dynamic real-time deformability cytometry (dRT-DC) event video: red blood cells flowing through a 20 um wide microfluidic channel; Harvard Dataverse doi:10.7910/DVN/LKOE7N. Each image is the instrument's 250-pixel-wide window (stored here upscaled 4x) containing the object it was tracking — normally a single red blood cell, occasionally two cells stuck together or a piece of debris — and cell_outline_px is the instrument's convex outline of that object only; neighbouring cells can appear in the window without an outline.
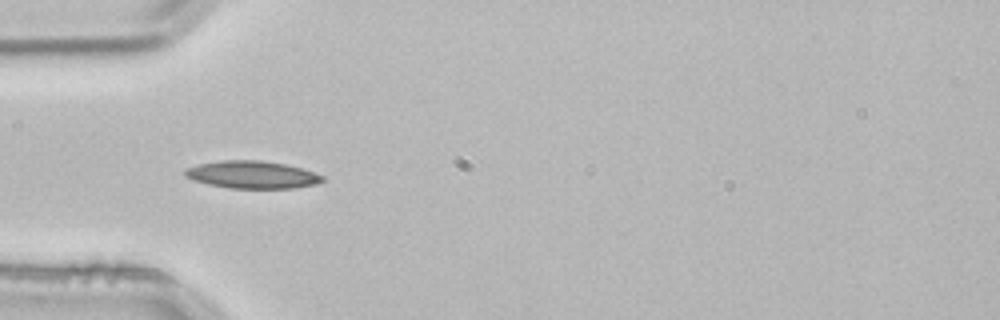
{"species": "common noctule bat (a hibernating species)", "species_latin": "Nyctalus noctula", "temperature_condition": "room temperature", "stored_images_in_passage": 4, "camera_frame_rate_fps": 3000, "um_per_image_px": 0.085, "animal": {"sex": "male", "body_mass_g": 21.5, "forearm_length_mm": 52.0}, "frame": {"image": 1, "passage_image": 3, "time_ms": 0.667, "image_size_px": [1000, 320], "cell_outline_px": [[324, 180], [316, 184], [292, 188], [228, 188], [208, 184], [184, 176], [184, 168], [200, 164], [224, 160], [260, 160], [284, 164], [300, 168], [324, 176]], "centroid_in_image_um": [21.41, 14.85], "position_along_channel_um": 63.6, "area_um2": 21.79}}